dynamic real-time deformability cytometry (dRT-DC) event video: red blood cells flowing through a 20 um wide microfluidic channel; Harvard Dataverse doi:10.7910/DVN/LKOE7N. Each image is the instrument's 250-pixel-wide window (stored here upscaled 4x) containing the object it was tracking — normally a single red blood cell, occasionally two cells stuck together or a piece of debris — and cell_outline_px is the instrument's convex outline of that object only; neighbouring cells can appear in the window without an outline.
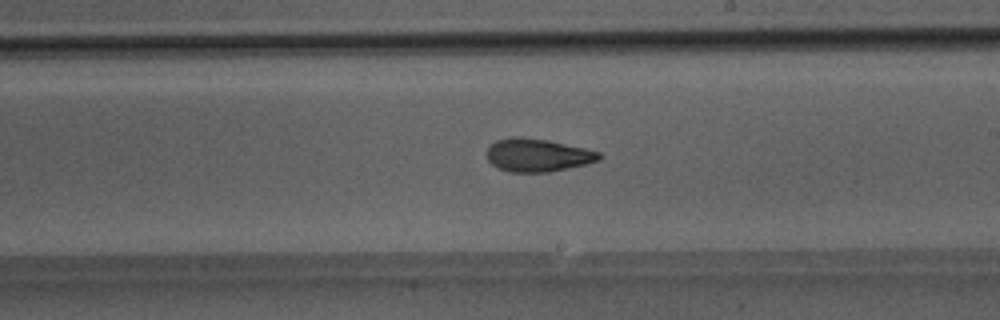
{"species": "Egyptian fruit bat (a non-hibernating species)", "species_latin": "Rousettus aegyptiacus", "temperature_condition": "room temperature", "stored_images_in_passage": 31, "camera_frame_rate_fps": 3000, "um_per_image_px": 0.085, "animal": {"sex": "male"}, "frame": {"image": 1, "passage_image": 14, "time_ms": 4.333, "image_size_px": [1000, 320], "cell_outline_px": [[604, 156], [600, 160], [584, 164], [548, 172], [512, 172], [496, 168], [488, 160], [484, 152], [496, 140], [512, 136], [520, 136], [548, 140], [584, 148], [600, 152]], "centroid_in_image_um": [45.66, 13.18], "position_along_channel_um": 243.3, "area_um2": 21.73}}
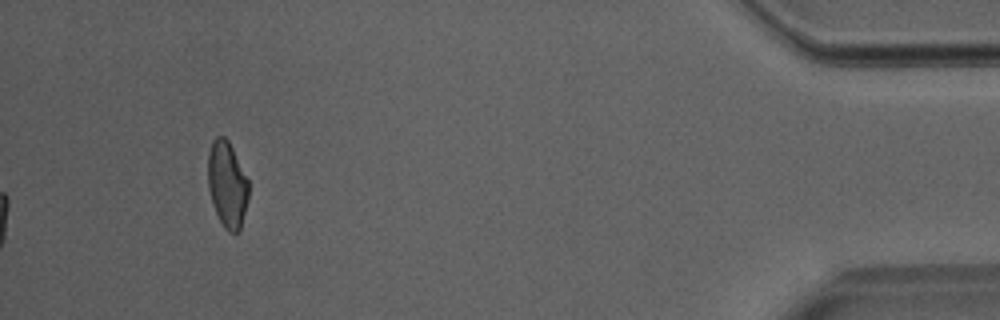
{"frame": {"image": 2, "passage_image": 31, "time_ms": 10.0, "image_size_px": [1000, 320], "cell_outline_px": [[248, 200], [240, 232], [228, 232], [224, 228], [212, 204], [208, 188], [208, 152], [212, 140], [216, 136], [224, 136], [228, 140], [248, 180]], "centroid_in_image_um": [19.3, 15.69], "position_along_channel_um": 415.9, "area_um2": 20.46}}